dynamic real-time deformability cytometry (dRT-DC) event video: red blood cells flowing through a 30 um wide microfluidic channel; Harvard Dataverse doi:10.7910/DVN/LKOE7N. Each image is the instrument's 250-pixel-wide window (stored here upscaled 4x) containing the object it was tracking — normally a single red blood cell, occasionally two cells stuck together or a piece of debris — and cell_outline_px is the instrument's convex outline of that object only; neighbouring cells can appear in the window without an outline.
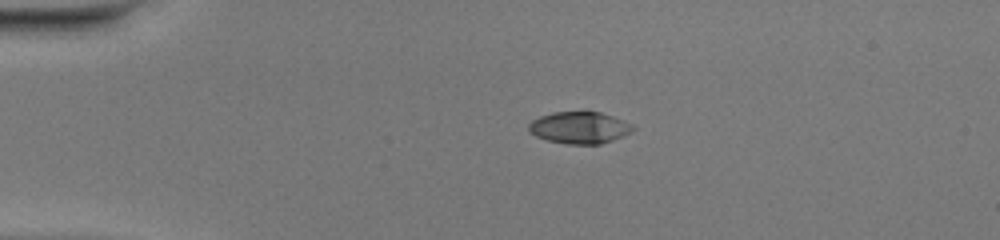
{"species": "common noctule bat (a hibernating species)", "species_latin": "Nyctalus noctula", "temperature_condition": "warm", "stored_images_in_passage": 40, "camera_frame_rate_fps": 3000, "um_per_image_px": 0.085, "animal": {"sex": "female", "body_mass_g": 20.0, "forearm_length_mm": 54.0}, "frame": {"image": 1, "passage_image": 1, "time_ms": 0.0, "image_size_px": [1000, 240], "cell_outline_px": [[636, 128], [624, 136], [600, 144], [568, 144], [548, 140], [536, 136], [528, 132], [528, 124], [532, 120], [540, 116], [552, 112], [600, 112], [612, 116], [632, 124]], "centroid_in_image_um": [49.24, 10.85], "position_along_channel_um": 35.8, "area_um2": 19.31}}
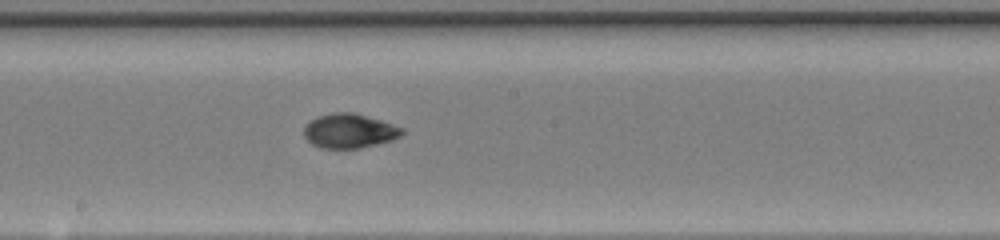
{"frame": {"image": 2, "passage_image": 18, "time_ms": 5.667, "image_size_px": [1000, 240], "cell_outline_px": [[404, 132], [400, 136], [392, 140], [360, 148], [320, 148], [312, 144], [304, 136], [304, 128], [316, 116], [332, 112], [352, 112], [380, 120], [404, 128]], "centroid_in_image_um": [29.69, 11.12], "position_along_channel_um": 218.5, "area_um2": 19.54}}
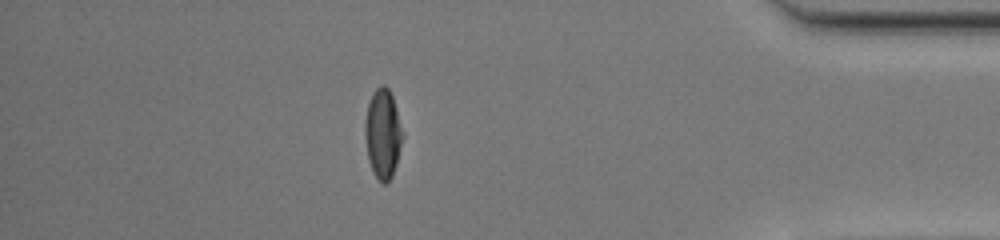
{"frame": {"image": 3, "passage_image": 34, "time_ms": 11.0, "image_size_px": [1000, 240], "cell_outline_px": [[404, 136], [396, 164], [392, 176], [384, 184], [372, 172], [368, 160], [364, 136], [364, 124], [368, 104], [372, 92], [380, 84], [384, 84], [388, 88], [392, 96], [404, 132]], "centroid_in_image_um": [32.53, 11.34], "position_along_channel_um": 402.7, "area_um2": 19.83}, "authors_computed_cell_mechanics": {"area_um2": 19.5075, "velocity_mm_per_s": 4.1379, "shape_relaxation_time_tau1_ms": 5.5655, "shape_relaxation_time_tau2_ms": 2.1902, "deformation_change_tau1": 0.2439, "deformation_change_tau2": 0.0552}}